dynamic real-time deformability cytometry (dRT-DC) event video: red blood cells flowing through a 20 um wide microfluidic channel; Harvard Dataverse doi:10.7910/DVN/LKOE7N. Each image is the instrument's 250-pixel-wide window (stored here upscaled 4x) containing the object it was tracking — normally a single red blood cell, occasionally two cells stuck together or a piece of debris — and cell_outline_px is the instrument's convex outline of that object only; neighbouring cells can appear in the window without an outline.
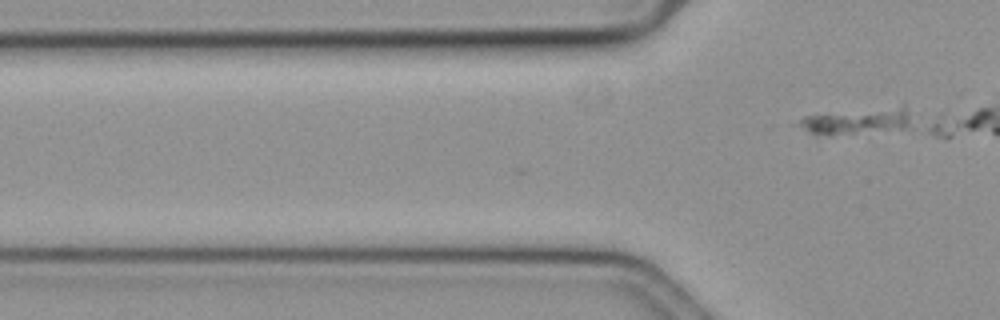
{"species": "common noctule bat (a hibernating species)", "species_latin": "Nyctalus noctula", "temperature_condition": "cold", "stored_images_in_passage": 7, "camera_frame_rate_fps": 3000, "um_per_image_px": 0.085, "animal": {"sex": "female", "body_mass_g": 19.3, "forearm_length_mm": 54.1}, "frame": {"image": 1, "passage_image": 7, "time_ms": 2.0, "image_size_px": [1000, 320], "cell_outline_px": [[908, 120], [904, 128], [868, 140], [816, 136], [808, 132], [800, 124], [800, 120], [804, 116], [904, 104], [908, 112]], "centroid_in_image_um": [72.89, 10.43], "position_along_channel_um": 52.9, "area_um2": 19.42}}